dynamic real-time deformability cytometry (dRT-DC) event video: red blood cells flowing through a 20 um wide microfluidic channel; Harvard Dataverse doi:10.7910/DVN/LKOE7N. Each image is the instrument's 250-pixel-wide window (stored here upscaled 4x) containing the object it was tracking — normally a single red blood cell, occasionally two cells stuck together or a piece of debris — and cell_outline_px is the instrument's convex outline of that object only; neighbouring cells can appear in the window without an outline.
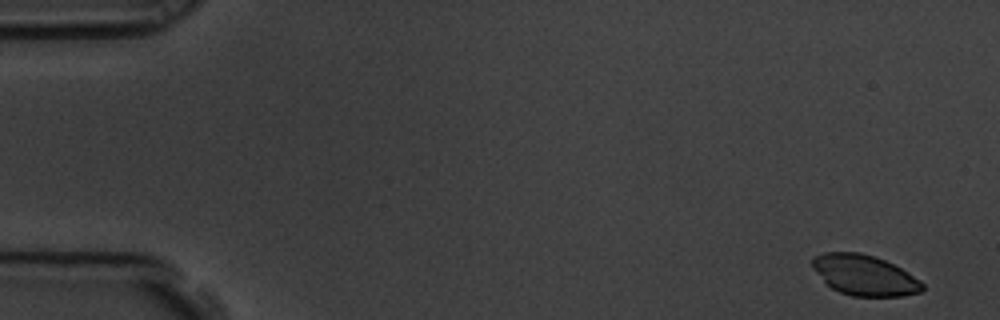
{"species": "common noctule bat (a hibernating species)", "species_latin": "Nyctalus noctula", "temperature_condition": "room temperature", "stored_images_in_passage": 6, "camera_frame_rate_fps": 3000, "um_per_image_px": 0.085, "animal": {"sex": "male", "body_mass_g": 19.5, "forearm_length_mm": 54.6}, "frame": {"image": 1, "passage_image": 1, "time_ms": 0.0, "image_size_px": [1000, 320], "cell_outline_px": [[924, 288], [920, 292], [904, 296], [852, 296], [840, 292], [832, 288], [812, 268], [812, 256], [824, 252], [860, 252], [884, 260], [908, 272], [920, 280], [924, 284]], "centroid_in_image_um": [73.48, 23.39], "position_along_channel_um": 11.5, "area_um2": 25.84}}
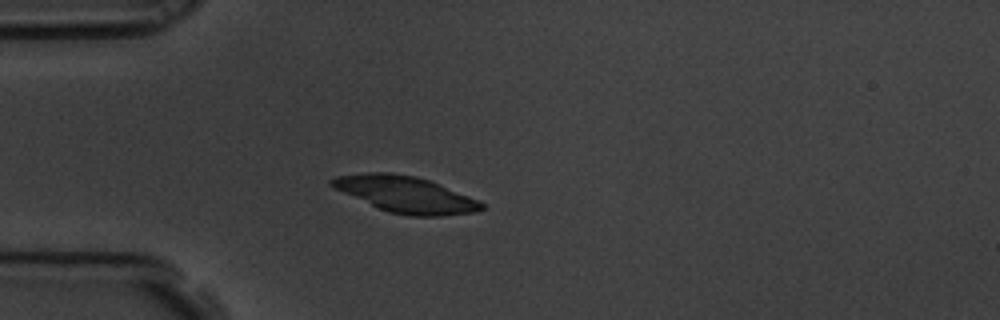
{"frame": {"image": 2, "passage_image": 5, "time_ms": 1.333, "image_size_px": [1000, 320], "cell_outline_px": [[484, 208], [476, 212], [440, 216], [408, 216], [388, 212], [344, 192], [328, 184], [328, 180], [336, 176], [368, 172], [392, 172], [416, 176], [428, 180], [480, 200], [484, 204]], "centroid_in_image_um": [34.5, 16.52], "position_along_channel_um": 50.5, "area_um2": 31.44}}